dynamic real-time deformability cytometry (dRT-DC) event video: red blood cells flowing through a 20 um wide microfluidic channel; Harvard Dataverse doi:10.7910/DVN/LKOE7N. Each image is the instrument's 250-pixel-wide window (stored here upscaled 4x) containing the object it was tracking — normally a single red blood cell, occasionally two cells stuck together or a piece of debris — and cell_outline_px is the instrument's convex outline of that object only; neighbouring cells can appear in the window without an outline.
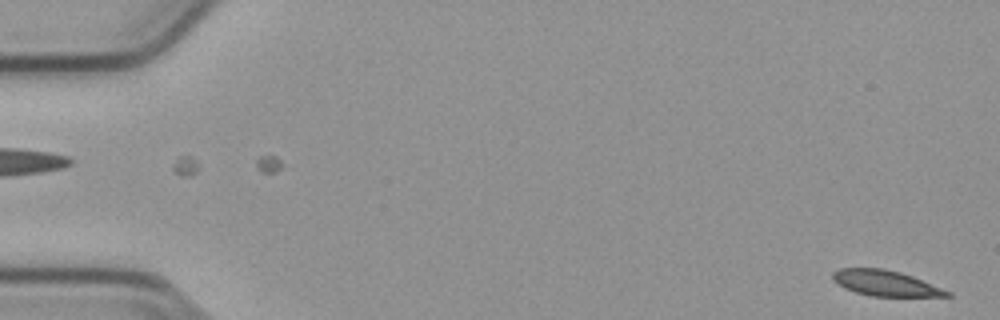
{"species": "common noctule bat (a hibernating species)", "species_latin": "Nyctalus noctula", "temperature_condition": "cold", "stored_images_in_passage": 10, "camera_frame_rate_fps": 3000, "um_per_image_px": 0.085, "animal": {"sex": "male", "body_mass_g": 23.1, "forearm_length_mm": 52.7}, "frame": {"image": 1, "passage_image": 2, "time_ms": 0.333, "image_size_px": [1000, 320], "cell_outline_px": [[952, 296], [872, 296], [856, 292], [844, 288], [832, 280], [832, 272], [840, 268], [884, 268], [900, 272], [912, 276], [952, 292]], "centroid_in_image_um": [75.24, 24.06], "position_along_channel_um": 9.8, "area_um2": 16.99}}